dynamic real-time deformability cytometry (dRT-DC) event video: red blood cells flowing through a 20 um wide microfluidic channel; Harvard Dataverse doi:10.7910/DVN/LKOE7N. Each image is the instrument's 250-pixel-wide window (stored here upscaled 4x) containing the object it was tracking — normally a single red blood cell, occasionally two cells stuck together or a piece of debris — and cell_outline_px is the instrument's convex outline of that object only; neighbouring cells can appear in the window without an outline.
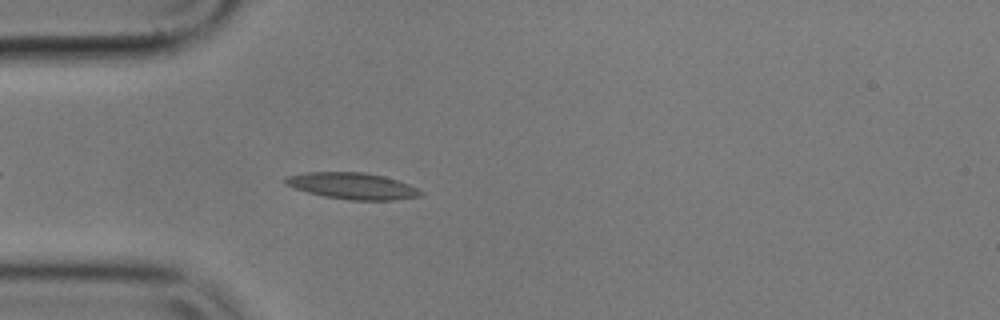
{"species": "common noctule bat (a hibernating species)", "species_latin": "Nyctalus noctula", "temperature_condition": "cold", "stored_images_in_passage": 40, "camera_frame_rate_fps": 3000, "um_per_image_px": 0.085, "animal": {"sex": "male", "body_mass_g": 17.9}, "frame": {"image": 1, "passage_image": 5, "time_ms": 1.333, "image_size_px": [1000, 320], "cell_outline_px": [[424, 196], [392, 200], [348, 200], [324, 196], [308, 192], [284, 184], [284, 176], [308, 172], [364, 172], [384, 176], [408, 184], [424, 192]], "centroid_in_image_um": [29.96, 15.8], "position_along_channel_um": 55.0, "area_um2": 20.87}}
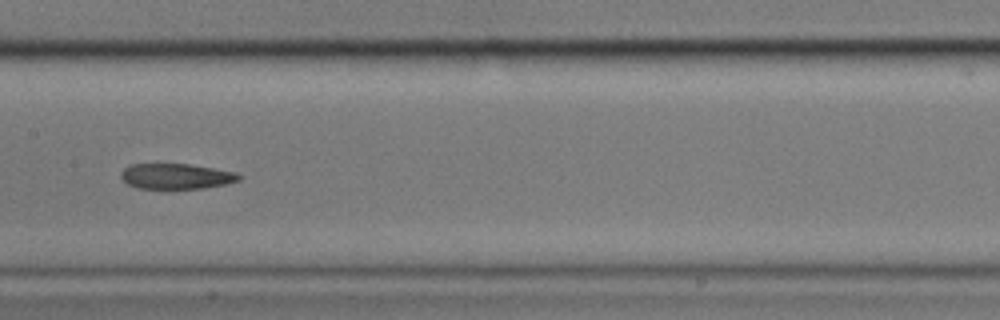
{"frame": {"image": 2, "passage_image": 17, "time_ms": 5.333, "image_size_px": [1000, 320], "cell_outline_px": [[240, 180], [224, 184], [204, 188], [136, 188], [128, 184], [120, 176], [120, 172], [124, 168], [132, 164], [188, 164], [212, 168], [232, 172], [240, 176]], "centroid_in_image_um": [14.92, 14.98], "position_along_channel_um": 192.5, "area_um2": 17.17}}
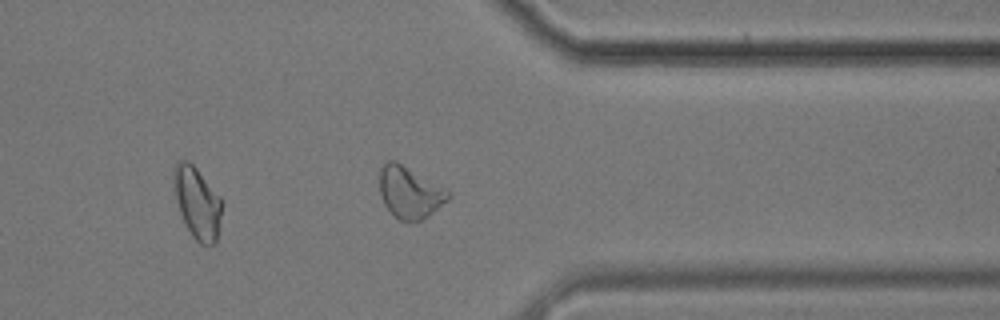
{"frame": {"image": 3, "passage_image": 33, "time_ms": 10.667, "image_size_px": [1000, 320], "cell_outline_px": [[452, 196], [448, 200], [428, 216], [420, 220], [400, 220], [384, 204], [380, 196], [380, 168], [388, 160], [396, 160], [452, 192]], "centroid_in_image_um": [34.84, 16.32], "position_along_channel_um": 376.6, "area_um2": 20.52}, "authors_computed_cell_mechanics": {"area_um2": 19.3919, "velocity_mm_per_s": 3.5691, "shape_relaxation_time_tau1_ms": null, "shape_relaxation_time_tau2_ms": 7.8323, "deformation_change_tau1": null, "deformation_change_tau2": 0.1547}}